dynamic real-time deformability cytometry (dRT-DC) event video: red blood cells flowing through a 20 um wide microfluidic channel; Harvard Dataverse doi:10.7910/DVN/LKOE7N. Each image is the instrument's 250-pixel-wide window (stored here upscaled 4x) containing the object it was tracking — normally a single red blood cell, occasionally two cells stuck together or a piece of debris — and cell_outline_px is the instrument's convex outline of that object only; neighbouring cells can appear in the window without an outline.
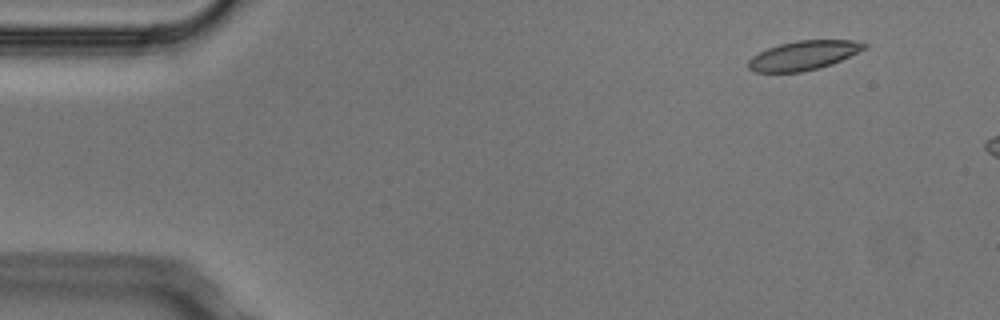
{"species": "Egyptian fruit bat (a non-hibernating species)", "species_latin": "Rousettus aegyptiacus", "temperature_condition": "cold", "stored_images_in_passage": 2, "camera_frame_rate_fps": 3000, "um_per_image_px": 0.085, "animal": {"sex": "male"}, "frame": {"image": 1, "passage_image": 1, "time_ms": 0.0, "image_size_px": [1000, 320], "cell_outline_px": [[868, 48], [832, 64], [820, 68], [800, 72], [756, 72], [748, 68], [748, 60], [752, 56], [768, 48], [780, 44], [796, 40], [852, 40], [868, 44]], "centroid_in_image_um": [68.32, 4.71], "position_along_channel_um": 16.7, "area_um2": 19.77}}